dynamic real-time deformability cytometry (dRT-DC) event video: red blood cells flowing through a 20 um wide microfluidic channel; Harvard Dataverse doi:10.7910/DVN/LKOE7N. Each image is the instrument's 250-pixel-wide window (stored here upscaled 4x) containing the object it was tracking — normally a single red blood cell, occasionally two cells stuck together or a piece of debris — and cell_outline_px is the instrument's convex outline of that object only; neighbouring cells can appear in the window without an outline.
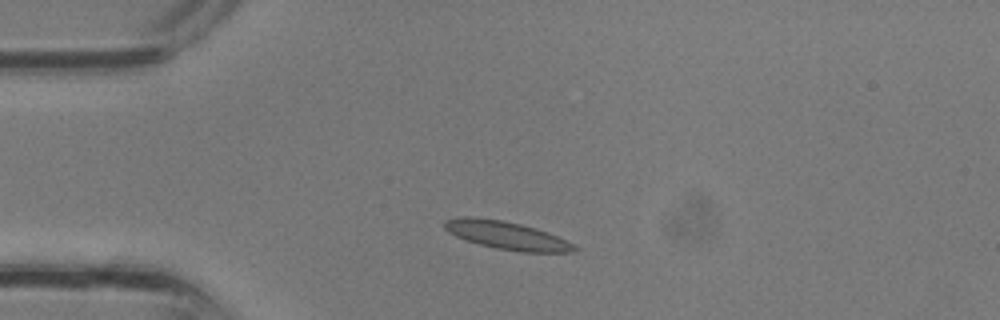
{"species": "common noctule bat (a hibernating species)", "species_latin": "Nyctalus noctula", "temperature_condition": "room temperature", "stored_images_in_passage": 30, "camera_frame_rate_fps": 3000, "um_per_image_px": 0.085, "animal": {"sex": "male", "body_mass_g": 13.3}, "frame": {"image": 1, "passage_image": 4, "time_ms": 1.0, "image_size_px": [1000, 320], "cell_outline_px": [[580, 248], [576, 252], [520, 252], [496, 248], [480, 244], [456, 236], [448, 232], [444, 228], [444, 220], [464, 216], [472, 216], [500, 220], [520, 224], [536, 228], [548, 232]], "centroid_in_image_um": [43.07, 20.0], "position_along_channel_um": 41.9, "area_um2": 21.04}}
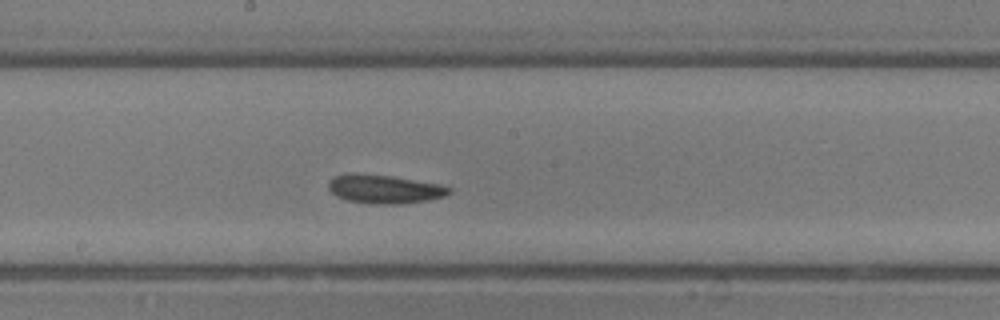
{"frame": {"image": 2, "passage_image": 14, "time_ms": 4.333, "image_size_px": [1000, 320], "cell_outline_px": [[452, 192], [444, 196], [428, 200], [400, 204], [368, 204], [348, 200], [336, 196], [328, 188], [328, 180], [332, 176], [344, 172], [356, 172], [392, 176], [440, 184], [452, 188]], "centroid_in_image_um": [32.62, 16.05], "position_along_channel_um": 215.6, "area_um2": 20.63}}
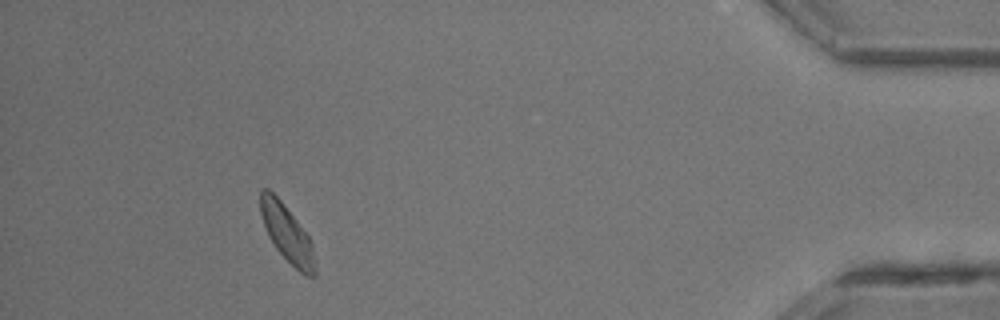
{"frame": {"image": 3, "passage_image": 27, "time_ms": 8.667, "image_size_px": [1000, 320], "cell_outline_px": [[316, 276], [304, 276], [276, 248], [268, 236], [260, 212], [260, 188], [268, 188], [280, 200], [296, 220], [308, 236], [312, 244], [316, 268]], "centroid_in_image_um": [24.39, 19.85], "position_along_channel_um": 410.8, "area_um2": 17.8}}